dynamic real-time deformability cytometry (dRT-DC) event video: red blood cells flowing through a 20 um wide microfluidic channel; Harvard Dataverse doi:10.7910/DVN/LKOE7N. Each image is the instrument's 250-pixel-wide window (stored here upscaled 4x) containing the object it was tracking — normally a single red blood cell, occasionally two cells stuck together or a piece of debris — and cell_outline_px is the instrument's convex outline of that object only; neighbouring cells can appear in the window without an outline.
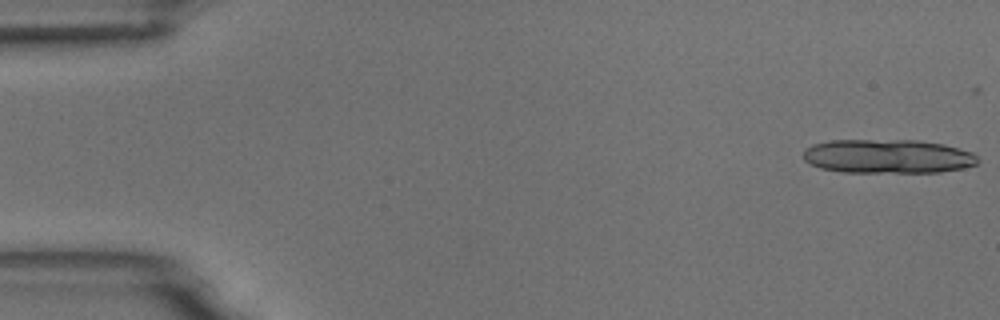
{"species": "common noctule bat (a hibernating species)", "species_latin": "Nyctalus noctula", "temperature_condition": "room temperature", "stored_images_in_passage": 9, "segment_of_instrument_passage": [1, 2], "camera_frame_rate_fps": 3000, "um_per_image_px": 0.085, "animal": {"sex": "male", "body_mass_g": 18.8}, "frame": {"image": 1, "passage_image": 1, "time_ms": 0.0, "image_size_px": [1000, 320], "cell_outline_px": [[980, 160], [976, 164], [964, 168], [940, 172], [840, 172], [820, 168], [804, 160], [804, 148], [812, 144], [828, 140], [916, 140], [944, 144], [972, 152]], "centroid_in_image_um": [75.45, 13.28], "position_along_channel_um": 9.6, "area_um2": 34.8}}